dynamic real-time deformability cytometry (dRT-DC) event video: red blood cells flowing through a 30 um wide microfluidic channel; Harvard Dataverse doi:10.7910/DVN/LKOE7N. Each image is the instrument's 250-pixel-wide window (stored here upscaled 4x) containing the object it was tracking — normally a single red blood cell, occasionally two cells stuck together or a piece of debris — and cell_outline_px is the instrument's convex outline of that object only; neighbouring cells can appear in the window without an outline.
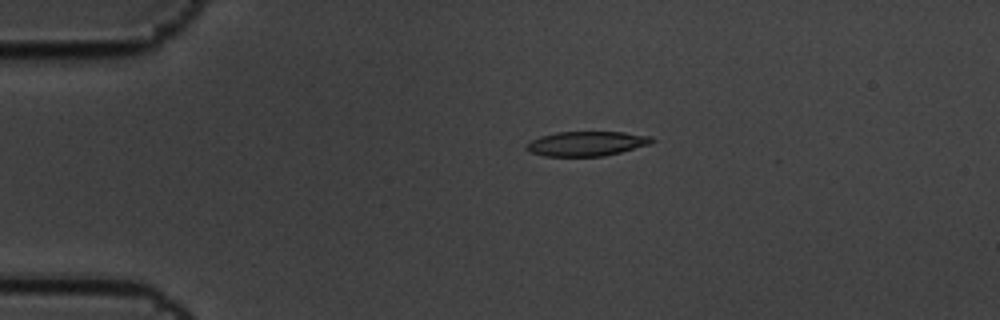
{"species": "common noctule bat (a hibernating species)", "species_latin": "Nyctalus noctula", "temperature_condition": "cold", "stored_images_in_passage": 2, "camera_frame_rate_fps": 3000, "um_per_image_px": 0.085, "animal": {"sex": "male", "body_mass_g": 19.5, "forearm_length_mm": 54.6}, "frame": {"image": 1, "passage_image": 1, "time_ms": 0.0, "image_size_px": [1000, 320], "cell_outline_px": [[656, 140], [652, 144], [604, 156], [544, 156], [532, 152], [524, 148], [532, 140], [540, 136], [556, 132], [624, 132], [652, 136]], "centroid_in_image_um": [49.91, 12.2], "position_along_channel_um": 35.1, "area_um2": 18.03}}